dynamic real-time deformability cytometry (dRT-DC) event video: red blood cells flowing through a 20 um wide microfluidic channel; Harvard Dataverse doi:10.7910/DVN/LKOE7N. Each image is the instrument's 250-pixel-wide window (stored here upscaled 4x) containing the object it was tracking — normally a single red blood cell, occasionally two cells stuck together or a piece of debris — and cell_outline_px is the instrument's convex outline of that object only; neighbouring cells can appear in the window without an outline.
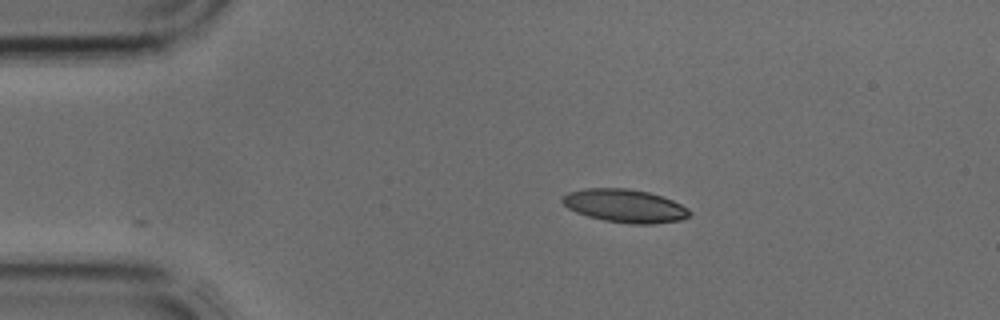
{"species": "common noctule bat (a hibernating species)", "species_latin": "Nyctalus noctula", "temperature_condition": "cold", "stored_images_in_passage": 2, "camera_frame_rate_fps": 3000, "um_per_image_px": 0.085, "animal": {"sex": "male", "body_mass_g": 17.9, "forearm_length_mm": 54.2}, "frame": {"image": 1, "passage_image": 2, "time_ms": 0.333, "image_size_px": [1000, 320], "cell_outline_px": [[692, 212], [688, 216], [680, 220], [652, 224], [632, 224], [604, 220], [588, 216], [576, 212], [568, 208], [560, 200], [568, 192], [584, 188], [628, 188], [648, 192], [672, 200], [688, 208]], "centroid_in_image_um": [53.1, 17.49], "position_along_channel_um": 31.9, "area_um2": 24.51}}